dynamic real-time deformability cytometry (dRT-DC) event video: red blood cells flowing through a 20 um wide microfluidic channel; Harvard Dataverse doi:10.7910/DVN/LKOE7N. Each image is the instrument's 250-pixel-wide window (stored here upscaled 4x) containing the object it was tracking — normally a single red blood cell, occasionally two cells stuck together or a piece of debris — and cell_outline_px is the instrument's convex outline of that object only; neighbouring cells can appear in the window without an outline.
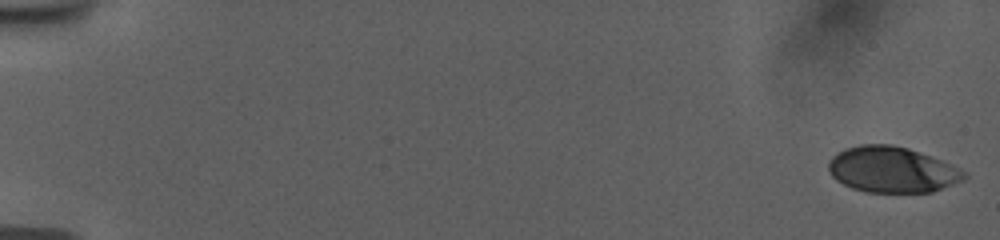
{"species": "human", "species_latin": "Homo sapiens", "temperature_condition": "room temperature", "stored_images_in_passage": 56, "camera_frame_rate_fps": 3000, "um_per_image_px": 0.085, "donor": {"sex": "female"}, "frame": {"image": 1, "passage_image": 1, "time_ms": 0.0, "image_size_px": [1000, 240], "cell_outline_px": [[968, 176], [964, 180], [932, 192], [868, 192], [852, 188], [836, 180], [832, 176], [828, 168], [828, 164], [832, 156], [844, 148], [860, 144], [892, 144], [908, 148], [920, 152], [960, 168]], "centroid_in_image_um": [75.81, 14.41], "position_along_channel_um": 9.2, "area_um2": 36.24}}
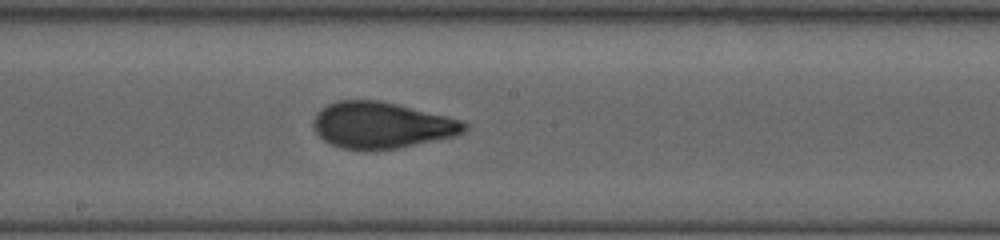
{"frame": {"image": 2, "passage_image": 32, "time_ms": 10.333, "image_size_px": [1000, 240], "cell_outline_px": [[468, 128], [464, 132], [456, 136], [400, 148], [340, 148], [324, 140], [312, 128], [312, 120], [316, 112], [320, 108], [336, 100], [380, 100], [448, 116], [460, 120], [468, 124]], "centroid_in_image_um": [32.44, 10.61], "position_along_channel_um": 215.8, "area_um2": 40.69}}
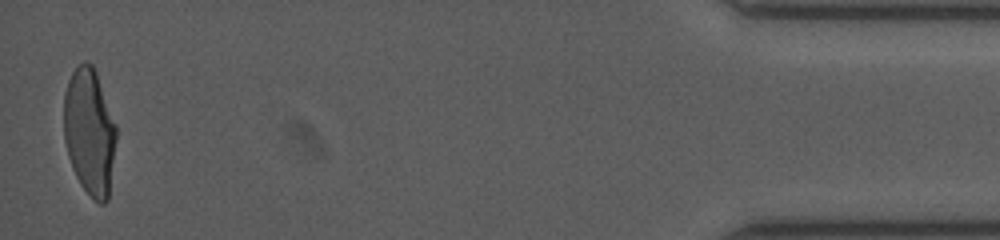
{"frame": {"image": 3, "passage_image": 55, "time_ms": 18.0, "image_size_px": [1000, 240], "cell_outline_px": [[116, 140], [108, 200], [104, 204], [100, 204], [80, 184], [72, 168], [68, 156], [64, 140], [64, 92], [68, 80], [72, 72], [84, 60], [92, 64], [96, 72], [116, 124]], "centroid_in_image_um": [7.6, 11.18], "position_along_channel_um": 427.6, "area_um2": 38.61}, "authors_computed_cell_mechanics": {"area_um2": 39.3907, "velocity_mm_per_s": 3.771, "shape_relaxation_time_tau1_ms": 6.7089, "shape_relaxation_time_tau2_ms": 0.8227, "deformation_change_tau1": 0.2237, "deformation_change_tau2": 0.0635}}